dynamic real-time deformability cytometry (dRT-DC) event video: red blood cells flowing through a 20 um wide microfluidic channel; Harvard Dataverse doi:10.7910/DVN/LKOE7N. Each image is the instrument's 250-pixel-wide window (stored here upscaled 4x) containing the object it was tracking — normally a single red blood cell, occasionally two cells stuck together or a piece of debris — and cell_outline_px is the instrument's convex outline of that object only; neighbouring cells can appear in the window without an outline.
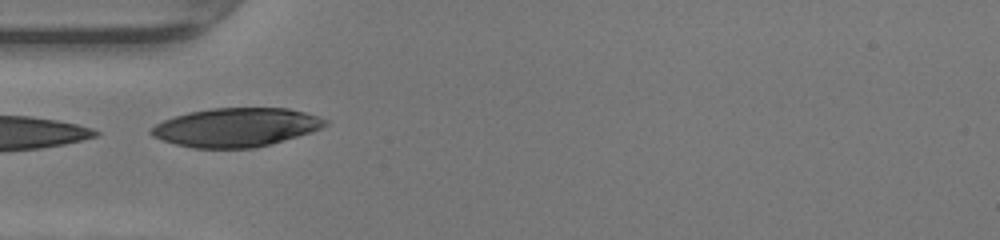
{"species": "human", "species_latin": "Homo sapiens", "temperature_condition": "warm", "stored_images_in_passage": 21, "camera_frame_rate_fps": 3000, "um_per_image_px": 0.085, "donor": {"sex": "female"}, "frame": {"image": 1, "passage_image": 1, "time_ms": 0.0, "image_size_px": [1000, 240], "cell_outline_px": [[328, 124], [312, 132], [272, 144], [252, 148], [192, 148], [176, 144], [152, 136], [148, 132], [156, 124], [164, 120], [188, 112], [212, 108], [288, 108], [304, 112], [328, 120]], "centroid_in_image_um": [20.08, 10.83], "position_along_channel_um": 64.9, "area_um2": 39.19}}